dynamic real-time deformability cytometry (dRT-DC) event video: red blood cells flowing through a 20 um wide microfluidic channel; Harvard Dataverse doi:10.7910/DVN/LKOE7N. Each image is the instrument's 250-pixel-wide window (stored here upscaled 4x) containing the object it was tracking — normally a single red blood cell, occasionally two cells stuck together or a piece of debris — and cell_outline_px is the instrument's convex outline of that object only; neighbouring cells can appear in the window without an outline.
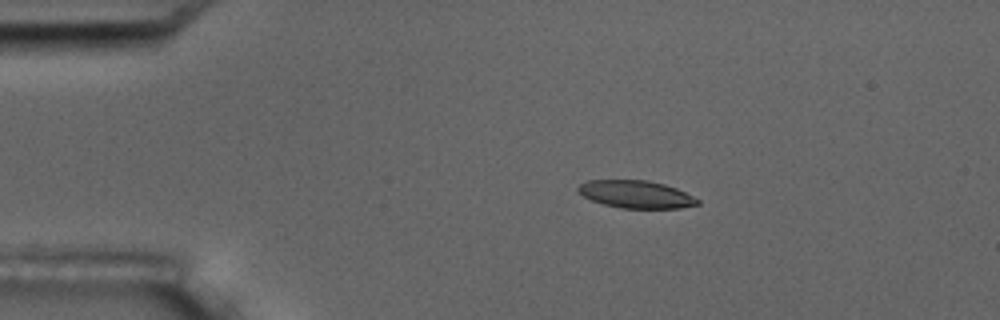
{"species": "common noctule bat (a hibernating species)", "species_latin": "Nyctalus noctula", "temperature_condition": "room temperature", "stored_images_in_passage": 7, "camera_frame_rate_fps": 3000, "um_per_image_px": 0.085, "animal": {"sex": "male", "body_mass_g": 17.5, "forearm_length_mm": 52.3}, "frame": {"image": 1, "passage_image": 3, "time_ms": 2.333, "image_size_px": [1000, 320], "cell_outline_px": [[700, 204], [680, 208], [620, 208], [604, 204], [592, 200], [576, 192], [576, 188], [580, 184], [588, 180], [648, 180], [664, 184], [676, 188], [700, 200]], "centroid_in_image_um": [54.04, 16.51], "position_along_channel_um": 31.0, "area_um2": 19.19}}
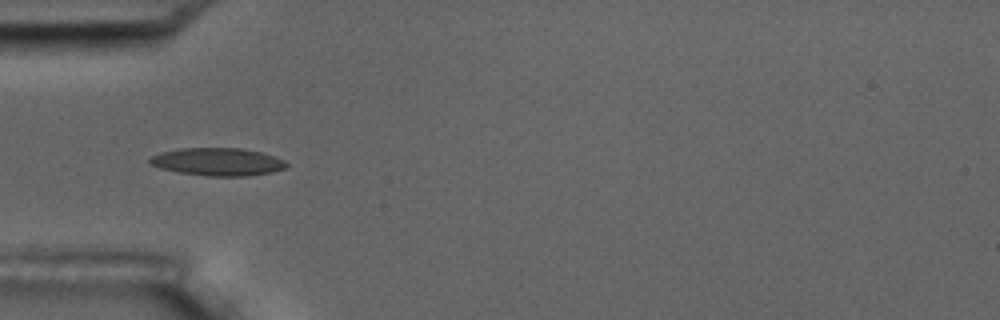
{"frame": {"image": 2, "passage_image": 5, "time_ms": 4.667, "image_size_px": [1000, 320], "cell_outline_px": [[288, 164], [284, 168], [272, 172], [244, 176], [208, 176], [180, 172], [160, 168], [148, 164], [148, 160], [152, 156], [160, 152], [180, 148], [240, 148], [260, 152], [284, 160]], "centroid_in_image_um": [18.46, 13.75], "position_along_channel_um": 66.5, "area_um2": 21.96}}